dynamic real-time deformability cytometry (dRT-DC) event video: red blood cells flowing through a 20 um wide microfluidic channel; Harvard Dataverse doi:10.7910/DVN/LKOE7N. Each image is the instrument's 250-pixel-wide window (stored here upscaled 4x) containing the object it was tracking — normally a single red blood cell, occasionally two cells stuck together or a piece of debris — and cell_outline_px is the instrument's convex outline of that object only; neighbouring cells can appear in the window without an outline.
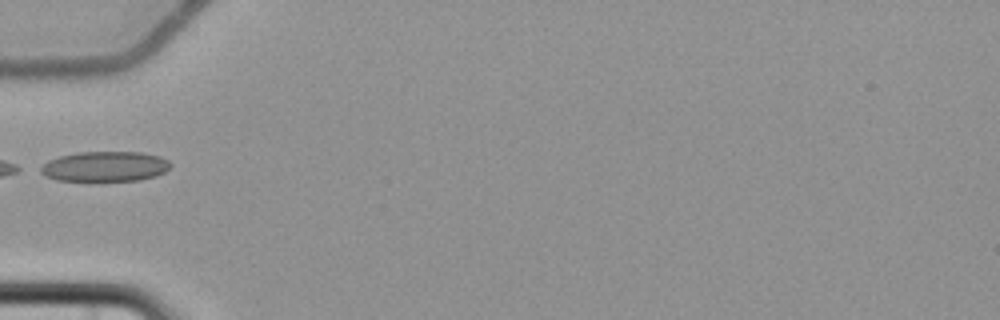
{"species": "common noctule bat (a hibernating species)", "species_latin": "Nyctalus noctula", "temperature_condition": "cold", "stored_images_in_passage": 4, "camera_frame_rate_fps": 3000, "um_per_image_px": 0.085, "animal": {"sex": "female", "body_mass_g": 22.7, "forearm_length_mm": 54.2}, "frame": {"image": 1, "passage_image": 3, "time_ms": 4.0, "image_size_px": [1000, 320], "cell_outline_px": [[172, 164], [164, 172], [156, 176], [140, 180], [92, 184], [56, 180], [44, 176], [36, 168], [48, 160], [60, 156], [80, 152], [140, 152], [160, 156], [168, 160]], "centroid_in_image_um": [8.85, 14.21], "position_along_channel_um": 76.1, "area_um2": 24.04}}
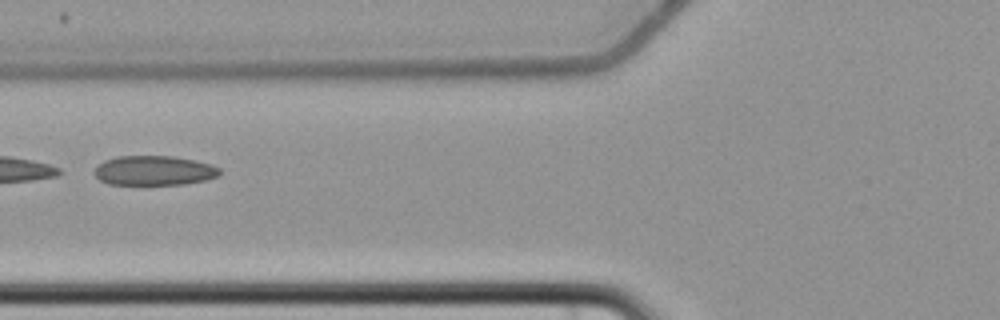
{"frame": {"image": 2, "passage_image": 4, "time_ms": 5.0, "image_size_px": [1000, 320], "cell_outline_px": [[220, 176], [204, 180], [184, 184], [108, 184], [100, 180], [92, 172], [104, 160], [116, 156], [172, 156], [196, 160], [212, 164], [220, 168]], "centroid_in_image_um": [13.11, 14.49], "position_along_channel_um": 112.7, "area_um2": 21.68}}